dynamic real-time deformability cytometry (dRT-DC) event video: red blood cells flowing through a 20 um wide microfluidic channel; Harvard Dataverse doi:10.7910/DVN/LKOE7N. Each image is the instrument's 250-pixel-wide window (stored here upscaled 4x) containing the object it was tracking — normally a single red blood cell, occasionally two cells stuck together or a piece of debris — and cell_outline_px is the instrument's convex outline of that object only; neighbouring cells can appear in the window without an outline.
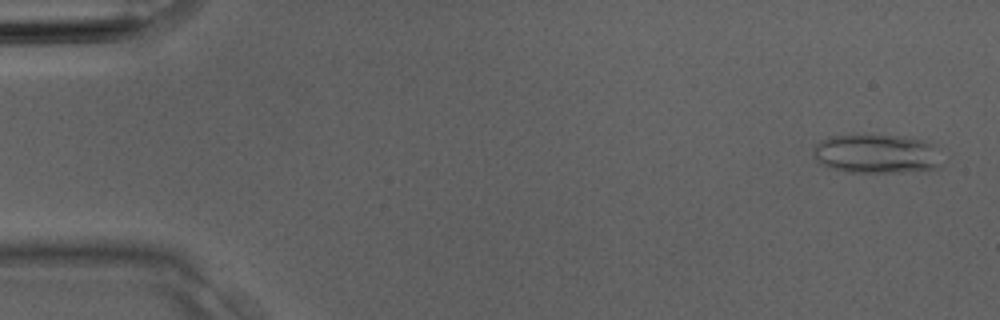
{"species": "Egyptian fruit bat (a non-hibernating species)", "species_latin": "Rousettus aegyptiacus", "temperature_condition": "room temperature", "stored_images_in_passage": 3, "camera_frame_rate_fps": 3000, "um_per_image_px": 0.085, "animal": {"sex": "male"}, "frame": {"image": 1, "passage_image": 1, "time_ms": 0.0, "image_size_px": [1000, 320], "cell_outline_px": [[948, 160], [944, 168], [900, 172], [848, 172], [828, 168], [820, 164], [816, 160], [812, 152], [816, 144], [820, 140], [832, 136], [904, 136], [928, 140], [936, 144]], "centroid_in_image_um": [74.68, 13.09], "position_along_channel_um": 10.3, "area_um2": 30.35}}